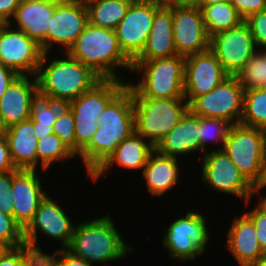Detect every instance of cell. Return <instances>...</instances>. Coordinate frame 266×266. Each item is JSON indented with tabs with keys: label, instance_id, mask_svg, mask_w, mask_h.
Segmentation results:
<instances>
[{
	"label": "cell",
	"instance_id": "cell-29",
	"mask_svg": "<svg viewBox=\"0 0 266 266\" xmlns=\"http://www.w3.org/2000/svg\"><path fill=\"white\" fill-rule=\"evenodd\" d=\"M199 8L209 37L218 32L234 28L244 21L230 3V0L200 6Z\"/></svg>",
	"mask_w": 266,
	"mask_h": 266
},
{
	"label": "cell",
	"instance_id": "cell-17",
	"mask_svg": "<svg viewBox=\"0 0 266 266\" xmlns=\"http://www.w3.org/2000/svg\"><path fill=\"white\" fill-rule=\"evenodd\" d=\"M172 18L177 55L187 57L210 49V37L199 7L172 6Z\"/></svg>",
	"mask_w": 266,
	"mask_h": 266
},
{
	"label": "cell",
	"instance_id": "cell-47",
	"mask_svg": "<svg viewBox=\"0 0 266 266\" xmlns=\"http://www.w3.org/2000/svg\"><path fill=\"white\" fill-rule=\"evenodd\" d=\"M34 131H35L36 138L39 140V139L46 137L49 134H52L53 127H49V126L47 128L37 127V123H34Z\"/></svg>",
	"mask_w": 266,
	"mask_h": 266
},
{
	"label": "cell",
	"instance_id": "cell-8",
	"mask_svg": "<svg viewBox=\"0 0 266 266\" xmlns=\"http://www.w3.org/2000/svg\"><path fill=\"white\" fill-rule=\"evenodd\" d=\"M205 215L194 209L177 217L162 232V245L168 250V257L174 261L193 262L206 252L210 243V230Z\"/></svg>",
	"mask_w": 266,
	"mask_h": 266
},
{
	"label": "cell",
	"instance_id": "cell-3",
	"mask_svg": "<svg viewBox=\"0 0 266 266\" xmlns=\"http://www.w3.org/2000/svg\"><path fill=\"white\" fill-rule=\"evenodd\" d=\"M67 53L90 68L101 79L125 81L126 77L121 76L118 69L132 71L133 62L121 50L115 31L90 23Z\"/></svg>",
	"mask_w": 266,
	"mask_h": 266
},
{
	"label": "cell",
	"instance_id": "cell-51",
	"mask_svg": "<svg viewBox=\"0 0 266 266\" xmlns=\"http://www.w3.org/2000/svg\"><path fill=\"white\" fill-rule=\"evenodd\" d=\"M222 1H228V0H200V6L212 5Z\"/></svg>",
	"mask_w": 266,
	"mask_h": 266
},
{
	"label": "cell",
	"instance_id": "cell-12",
	"mask_svg": "<svg viewBox=\"0 0 266 266\" xmlns=\"http://www.w3.org/2000/svg\"><path fill=\"white\" fill-rule=\"evenodd\" d=\"M244 88L236 76H229L210 92L196 97L189 109L199 117H215L239 124L243 113Z\"/></svg>",
	"mask_w": 266,
	"mask_h": 266
},
{
	"label": "cell",
	"instance_id": "cell-32",
	"mask_svg": "<svg viewBox=\"0 0 266 266\" xmlns=\"http://www.w3.org/2000/svg\"><path fill=\"white\" fill-rule=\"evenodd\" d=\"M240 124L266 130V88L244 91Z\"/></svg>",
	"mask_w": 266,
	"mask_h": 266
},
{
	"label": "cell",
	"instance_id": "cell-45",
	"mask_svg": "<svg viewBox=\"0 0 266 266\" xmlns=\"http://www.w3.org/2000/svg\"><path fill=\"white\" fill-rule=\"evenodd\" d=\"M19 75L0 64V99L2 95L6 92L9 85L15 80Z\"/></svg>",
	"mask_w": 266,
	"mask_h": 266
},
{
	"label": "cell",
	"instance_id": "cell-40",
	"mask_svg": "<svg viewBox=\"0 0 266 266\" xmlns=\"http://www.w3.org/2000/svg\"><path fill=\"white\" fill-rule=\"evenodd\" d=\"M42 266H94L71 255L66 250L57 249L52 254L46 253L42 257ZM107 266V265H106Z\"/></svg>",
	"mask_w": 266,
	"mask_h": 266
},
{
	"label": "cell",
	"instance_id": "cell-49",
	"mask_svg": "<svg viewBox=\"0 0 266 266\" xmlns=\"http://www.w3.org/2000/svg\"><path fill=\"white\" fill-rule=\"evenodd\" d=\"M259 187H266V148H265V154H264L262 181Z\"/></svg>",
	"mask_w": 266,
	"mask_h": 266
},
{
	"label": "cell",
	"instance_id": "cell-18",
	"mask_svg": "<svg viewBox=\"0 0 266 266\" xmlns=\"http://www.w3.org/2000/svg\"><path fill=\"white\" fill-rule=\"evenodd\" d=\"M229 75L208 49L185 57L184 98L190 104L196 97L206 94L222 83Z\"/></svg>",
	"mask_w": 266,
	"mask_h": 266
},
{
	"label": "cell",
	"instance_id": "cell-9",
	"mask_svg": "<svg viewBox=\"0 0 266 266\" xmlns=\"http://www.w3.org/2000/svg\"><path fill=\"white\" fill-rule=\"evenodd\" d=\"M265 148L266 130L240 123L232 125L223 148L255 189L262 181Z\"/></svg>",
	"mask_w": 266,
	"mask_h": 266
},
{
	"label": "cell",
	"instance_id": "cell-20",
	"mask_svg": "<svg viewBox=\"0 0 266 266\" xmlns=\"http://www.w3.org/2000/svg\"><path fill=\"white\" fill-rule=\"evenodd\" d=\"M55 10V0H21L9 24L23 31L47 53V33Z\"/></svg>",
	"mask_w": 266,
	"mask_h": 266
},
{
	"label": "cell",
	"instance_id": "cell-23",
	"mask_svg": "<svg viewBox=\"0 0 266 266\" xmlns=\"http://www.w3.org/2000/svg\"><path fill=\"white\" fill-rule=\"evenodd\" d=\"M179 158L165 156L154 150L142 169V176L147 185V192L153 197H162L181 183L182 167ZM181 173V174H180ZM181 175V177H180Z\"/></svg>",
	"mask_w": 266,
	"mask_h": 266
},
{
	"label": "cell",
	"instance_id": "cell-27",
	"mask_svg": "<svg viewBox=\"0 0 266 266\" xmlns=\"http://www.w3.org/2000/svg\"><path fill=\"white\" fill-rule=\"evenodd\" d=\"M12 161L17 169L38 170L34 123L22 121L4 130Z\"/></svg>",
	"mask_w": 266,
	"mask_h": 266
},
{
	"label": "cell",
	"instance_id": "cell-26",
	"mask_svg": "<svg viewBox=\"0 0 266 266\" xmlns=\"http://www.w3.org/2000/svg\"><path fill=\"white\" fill-rule=\"evenodd\" d=\"M172 24V6L161 5L155 12L146 46L135 60H153L177 55Z\"/></svg>",
	"mask_w": 266,
	"mask_h": 266
},
{
	"label": "cell",
	"instance_id": "cell-35",
	"mask_svg": "<svg viewBox=\"0 0 266 266\" xmlns=\"http://www.w3.org/2000/svg\"><path fill=\"white\" fill-rule=\"evenodd\" d=\"M0 266H42V257L25 244L8 248L0 258Z\"/></svg>",
	"mask_w": 266,
	"mask_h": 266
},
{
	"label": "cell",
	"instance_id": "cell-41",
	"mask_svg": "<svg viewBox=\"0 0 266 266\" xmlns=\"http://www.w3.org/2000/svg\"><path fill=\"white\" fill-rule=\"evenodd\" d=\"M12 172H0V211L13 216Z\"/></svg>",
	"mask_w": 266,
	"mask_h": 266
},
{
	"label": "cell",
	"instance_id": "cell-48",
	"mask_svg": "<svg viewBox=\"0 0 266 266\" xmlns=\"http://www.w3.org/2000/svg\"><path fill=\"white\" fill-rule=\"evenodd\" d=\"M263 195L264 197H262ZM256 196L266 206V187H258L256 189Z\"/></svg>",
	"mask_w": 266,
	"mask_h": 266
},
{
	"label": "cell",
	"instance_id": "cell-30",
	"mask_svg": "<svg viewBox=\"0 0 266 266\" xmlns=\"http://www.w3.org/2000/svg\"><path fill=\"white\" fill-rule=\"evenodd\" d=\"M232 125L233 124L231 122L222 118L199 117L200 153L203 152L204 154L206 152H209V145L210 151L223 150L225 141L227 140V136ZM211 144L215 146L213 147V149H211Z\"/></svg>",
	"mask_w": 266,
	"mask_h": 266
},
{
	"label": "cell",
	"instance_id": "cell-5",
	"mask_svg": "<svg viewBox=\"0 0 266 266\" xmlns=\"http://www.w3.org/2000/svg\"><path fill=\"white\" fill-rule=\"evenodd\" d=\"M138 82H127L133 96L173 99L184 98L185 57L175 55L153 60H134L131 74Z\"/></svg>",
	"mask_w": 266,
	"mask_h": 266
},
{
	"label": "cell",
	"instance_id": "cell-25",
	"mask_svg": "<svg viewBox=\"0 0 266 266\" xmlns=\"http://www.w3.org/2000/svg\"><path fill=\"white\" fill-rule=\"evenodd\" d=\"M199 135V116L188 109L179 123L157 144L155 150L175 158L190 156L200 151Z\"/></svg>",
	"mask_w": 266,
	"mask_h": 266
},
{
	"label": "cell",
	"instance_id": "cell-36",
	"mask_svg": "<svg viewBox=\"0 0 266 266\" xmlns=\"http://www.w3.org/2000/svg\"><path fill=\"white\" fill-rule=\"evenodd\" d=\"M53 133L60 137L67 148L76 156L74 115L68 106L60 112L54 122Z\"/></svg>",
	"mask_w": 266,
	"mask_h": 266
},
{
	"label": "cell",
	"instance_id": "cell-11",
	"mask_svg": "<svg viewBox=\"0 0 266 266\" xmlns=\"http://www.w3.org/2000/svg\"><path fill=\"white\" fill-rule=\"evenodd\" d=\"M47 195L40 203L33 220L23 230L24 243L36 254L43 257L46 252L40 248L38 233L49 237L51 240L59 242L61 250H65L71 241L73 231L77 222H72V217L66 213L68 210L62 208L59 202ZM61 242V243H60Z\"/></svg>",
	"mask_w": 266,
	"mask_h": 266
},
{
	"label": "cell",
	"instance_id": "cell-10",
	"mask_svg": "<svg viewBox=\"0 0 266 266\" xmlns=\"http://www.w3.org/2000/svg\"><path fill=\"white\" fill-rule=\"evenodd\" d=\"M201 180L210 190L237 197L249 208L256 199V189L240 173L224 150H212L202 155ZM254 198V199H252Z\"/></svg>",
	"mask_w": 266,
	"mask_h": 266
},
{
	"label": "cell",
	"instance_id": "cell-46",
	"mask_svg": "<svg viewBox=\"0 0 266 266\" xmlns=\"http://www.w3.org/2000/svg\"><path fill=\"white\" fill-rule=\"evenodd\" d=\"M170 6L200 7V0H170Z\"/></svg>",
	"mask_w": 266,
	"mask_h": 266
},
{
	"label": "cell",
	"instance_id": "cell-6",
	"mask_svg": "<svg viewBox=\"0 0 266 266\" xmlns=\"http://www.w3.org/2000/svg\"><path fill=\"white\" fill-rule=\"evenodd\" d=\"M127 81L101 79L90 90L67 104L74 115L77 158L99 128L98 117L127 86Z\"/></svg>",
	"mask_w": 266,
	"mask_h": 266
},
{
	"label": "cell",
	"instance_id": "cell-13",
	"mask_svg": "<svg viewBox=\"0 0 266 266\" xmlns=\"http://www.w3.org/2000/svg\"><path fill=\"white\" fill-rule=\"evenodd\" d=\"M43 51L39 44L9 23H0V64L18 75L36 76Z\"/></svg>",
	"mask_w": 266,
	"mask_h": 266
},
{
	"label": "cell",
	"instance_id": "cell-21",
	"mask_svg": "<svg viewBox=\"0 0 266 266\" xmlns=\"http://www.w3.org/2000/svg\"><path fill=\"white\" fill-rule=\"evenodd\" d=\"M154 150L155 147L147 139L134 132L117 146L115 151L89 176V180L98 182L100 178L108 175L107 172L111 171L114 165L123 170L142 172Z\"/></svg>",
	"mask_w": 266,
	"mask_h": 266
},
{
	"label": "cell",
	"instance_id": "cell-31",
	"mask_svg": "<svg viewBox=\"0 0 266 266\" xmlns=\"http://www.w3.org/2000/svg\"><path fill=\"white\" fill-rule=\"evenodd\" d=\"M37 167L40 171L48 172L53 163L66 162L76 156L67 148L60 137L54 133L39 139L37 144ZM66 160V161H65Z\"/></svg>",
	"mask_w": 266,
	"mask_h": 266
},
{
	"label": "cell",
	"instance_id": "cell-24",
	"mask_svg": "<svg viewBox=\"0 0 266 266\" xmlns=\"http://www.w3.org/2000/svg\"><path fill=\"white\" fill-rule=\"evenodd\" d=\"M227 233L226 248L240 266H250L265 255L259 246L252 221L239 214L232 219Z\"/></svg>",
	"mask_w": 266,
	"mask_h": 266
},
{
	"label": "cell",
	"instance_id": "cell-16",
	"mask_svg": "<svg viewBox=\"0 0 266 266\" xmlns=\"http://www.w3.org/2000/svg\"><path fill=\"white\" fill-rule=\"evenodd\" d=\"M210 50L229 76H237L257 48L248 24L243 21L211 36Z\"/></svg>",
	"mask_w": 266,
	"mask_h": 266
},
{
	"label": "cell",
	"instance_id": "cell-28",
	"mask_svg": "<svg viewBox=\"0 0 266 266\" xmlns=\"http://www.w3.org/2000/svg\"><path fill=\"white\" fill-rule=\"evenodd\" d=\"M85 5L90 24L115 30L131 3L120 0H86Z\"/></svg>",
	"mask_w": 266,
	"mask_h": 266
},
{
	"label": "cell",
	"instance_id": "cell-50",
	"mask_svg": "<svg viewBox=\"0 0 266 266\" xmlns=\"http://www.w3.org/2000/svg\"><path fill=\"white\" fill-rule=\"evenodd\" d=\"M250 266H266V254L259 258L256 262L252 263Z\"/></svg>",
	"mask_w": 266,
	"mask_h": 266
},
{
	"label": "cell",
	"instance_id": "cell-37",
	"mask_svg": "<svg viewBox=\"0 0 266 266\" xmlns=\"http://www.w3.org/2000/svg\"><path fill=\"white\" fill-rule=\"evenodd\" d=\"M0 243L8 248L25 245L23 229L15 222L13 216L0 211Z\"/></svg>",
	"mask_w": 266,
	"mask_h": 266
},
{
	"label": "cell",
	"instance_id": "cell-7",
	"mask_svg": "<svg viewBox=\"0 0 266 266\" xmlns=\"http://www.w3.org/2000/svg\"><path fill=\"white\" fill-rule=\"evenodd\" d=\"M135 133L154 147L177 125L189 109L185 98L133 96Z\"/></svg>",
	"mask_w": 266,
	"mask_h": 266
},
{
	"label": "cell",
	"instance_id": "cell-4",
	"mask_svg": "<svg viewBox=\"0 0 266 266\" xmlns=\"http://www.w3.org/2000/svg\"><path fill=\"white\" fill-rule=\"evenodd\" d=\"M63 53L61 57L53 54L51 59V53H43L36 79L42 93L67 105L90 90L101 78L67 52Z\"/></svg>",
	"mask_w": 266,
	"mask_h": 266
},
{
	"label": "cell",
	"instance_id": "cell-15",
	"mask_svg": "<svg viewBox=\"0 0 266 266\" xmlns=\"http://www.w3.org/2000/svg\"><path fill=\"white\" fill-rule=\"evenodd\" d=\"M160 6L144 0L132 3L125 17L115 28L119 46L132 62L145 48L155 12Z\"/></svg>",
	"mask_w": 266,
	"mask_h": 266
},
{
	"label": "cell",
	"instance_id": "cell-53",
	"mask_svg": "<svg viewBox=\"0 0 266 266\" xmlns=\"http://www.w3.org/2000/svg\"><path fill=\"white\" fill-rule=\"evenodd\" d=\"M8 249V247H6L5 245H3L2 243H0V258L1 256L5 253V251Z\"/></svg>",
	"mask_w": 266,
	"mask_h": 266
},
{
	"label": "cell",
	"instance_id": "cell-33",
	"mask_svg": "<svg viewBox=\"0 0 266 266\" xmlns=\"http://www.w3.org/2000/svg\"><path fill=\"white\" fill-rule=\"evenodd\" d=\"M67 105L56 102L51 96L42 93L39 89L34 93L29 111V119L37 123V127H53L60 112Z\"/></svg>",
	"mask_w": 266,
	"mask_h": 266
},
{
	"label": "cell",
	"instance_id": "cell-44",
	"mask_svg": "<svg viewBox=\"0 0 266 266\" xmlns=\"http://www.w3.org/2000/svg\"><path fill=\"white\" fill-rule=\"evenodd\" d=\"M21 0H0V23H9Z\"/></svg>",
	"mask_w": 266,
	"mask_h": 266
},
{
	"label": "cell",
	"instance_id": "cell-22",
	"mask_svg": "<svg viewBox=\"0 0 266 266\" xmlns=\"http://www.w3.org/2000/svg\"><path fill=\"white\" fill-rule=\"evenodd\" d=\"M37 90L36 76L19 75L13 80L0 99L2 130L29 119L30 103Z\"/></svg>",
	"mask_w": 266,
	"mask_h": 266
},
{
	"label": "cell",
	"instance_id": "cell-34",
	"mask_svg": "<svg viewBox=\"0 0 266 266\" xmlns=\"http://www.w3.org/2000/svg\"><path fill=\"white\" fill-rule=\"evenodd\" d=\"M244 91L266 88V53L257 49L237 74Z\"/></svg>",
	"mask_w": 266,
	"mask_h": 266
},
{
	"label": "cell",
	"instance_id": "cell-1",
	"mask_svg": "<svg viewBox=\"0 0 266 266\" xmlns=\"http://www.w3.org/2000/svg\"><path fill=\"white\" fill-rule=\"evenodd\" d=\"M98 122L99 128L78 156L88 177L135 132L134 100L128 85L106 106Z\"/></svg>",
	"mask_w": 266,
	"mask_h": 266
},
{
	"label": "cell",
	"instance_id": "cell-39",
	"mask_svg": "<svg viewBox=\"0 0 266 266\" xmlns=\"http://www.w3.org/2000/svg\"><path fill=\"white\" fill-rule=\"evenodd\" d=\"M244 21L250 28L256 48H266V9L250 15Z\"/></svg>",
	"mask_w": 266,
	"mask_h": 266
},
{
	"label": "cell",
	"instance_id": "cell-42",
	"mask_svg": "<svg viewBox=\"0 0 266 266\" xmlns=\"http://www.w3.org/2000/svg\"><path fill=\"white\" fill-rule=\"evenodd\" d=\"M230 3L243 20L266 9V0H230Z\"/></svg>",
	"mask_w": 266,
	"mask_h": 266
},
{
	"label": "cell",
	"instance_id": "cell-19",
	"mask_svg": "<svg viewBox=\"0 0 266 266\" xmlns=\"http://www.w3.org/2000/svg\"><path fill=\"white\" fill-rule=\"evenodd\" d=\"M38 170L16 169L13 171V218L24 230L33 220L40 203L49 194L44 190Z\"/></svg>",
	"mask_w": 266,
	"mask_h": 266
},
{
	"label": "cell",
	"instance_id": "cell-43",
	"mask_svg": "<svg viewBox=\"0 0 266 266\" xmlns=\"http://www.w3.org/2000/svg\"><path fill=\"white\" fill-rule=\"evenodd\" d=\"M16 169L11 158L6 134L2 130L0 132V172H12Z\"/></svg>",
	"mask_w": 266,
	"mask_h": 266
},
{
	"label": "cell",
	"instance_id": "cell-54",
	"mask_svg": "<svg viewBox=\"0 0 266 266\" xmlns=\"http://www.w3.org/2000/svg\"><path fill=\"white\" fill-rule=\"evenodd\" d=\"M120 1H124V2H128V3H136V2H139V1H142V0H120Z\"/></svg>",
	"mask_w": 266,
	"mask_h": 266
},
{
	"label": "cell",
	"instance_id": "cell-38",
	"mask_svg": "<svg viewBox=\"0 0 266 266\" xmlns=\"http://www.w3.org/2000/svg\"><path fill=\"white\" fill-rule=\"evenodd\" d=\"M244 214L252 221L259 246L266 254V206L258 199V203Z\"/></svg>",
	"mask_w": 266,
	"mask_h": 266
},
{
	"label": "cell",
	"instance_id": "cell-2",
	"mask_svg": "<svg viewBox=\"0 0 266 266\" xmlns=\"http://www.w3.org/2000/svg\"><path fill=\"white\" fill-rule=\"evenodd\" d=\"M102 216V217H101ZM88 221L78 220L75 224L69 246L65 249L71 255L89 264H104L123 260L135 248L120 235L109 213ZM128 243V244H127ZM106 263V264H105Z\"/></svg>",
	"mask_w": 266,
	"mask_h": 266
},
{
	"label": "cell",
	"instance_id": "cell-52",
	"mask_svg": "<svg viewBox=\"0 0 266 266\" xmlns=\"http://www.w3.org/2000/svg\"><path fill=\"white\" fill-rule=\"evenodd\" d=\"M144 1L153 2V3L160 4V5H169L170 6V0H144Z\"/></svg>",
	"mask_w": 266,
	"mask_h": 266
},
{
	"label": "cell",
	"instance_id": "cell-14",
	"mask_svg": "<svg viewBox=\"0 0 266 266\" xmlns=\"http://www.w3.org/2000/svg\"><path fill=\"white\" fill-rule=\"evenodd\" d=\"M88 23L85 1L55 0V10L47 33V53H52L56 47L62 48L58 50L59 54L67 52Z\"/></svg>",
	"mask_w": 266,
	"mask_h": 266
}]
</instances>
